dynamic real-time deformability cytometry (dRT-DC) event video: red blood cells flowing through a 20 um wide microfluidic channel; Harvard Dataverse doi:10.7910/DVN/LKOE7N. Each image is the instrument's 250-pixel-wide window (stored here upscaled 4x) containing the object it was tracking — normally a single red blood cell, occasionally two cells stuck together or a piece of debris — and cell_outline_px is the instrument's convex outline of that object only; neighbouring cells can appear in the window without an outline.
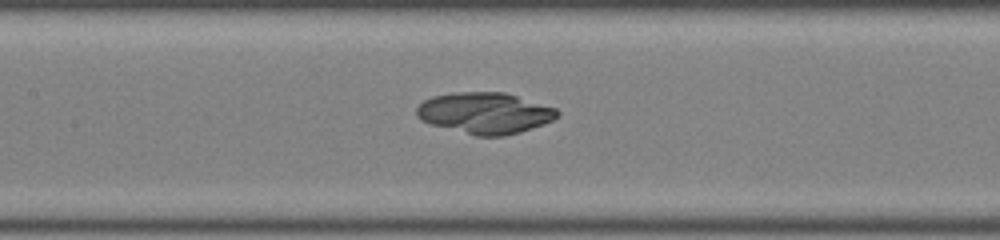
{"species": "common noctule bat (a hibernating species)", "species_latin": "Nyctalus noctula", "temperature_condition": "room temperature", "stored_images_in_passage": 47, "camera_frame_rate_fps": 3000, "um_per_image_px": 0.085, "animal": {"sex": "male", "body_mass_g": 19.0, "forearm_length_mm": 50.8}, "frame": {"image": 1, "passage_image": 21, "time_ms": 6.667, "image_size_px": [1000, 240], "cell_outline_px": [[560, 116], [544, 124], [520, 132], [504, 136], [476, 136], [432, 124], [420, 120], [416, 116], [416, 108], [424, 100], [432, 96], [452, 92], [504, 92], [556, 108], [560, 112]], "centroid_in_image_um": [41.22, 9.61], "position_along_channel_um": 166.2, "area_um2": 33.81}}
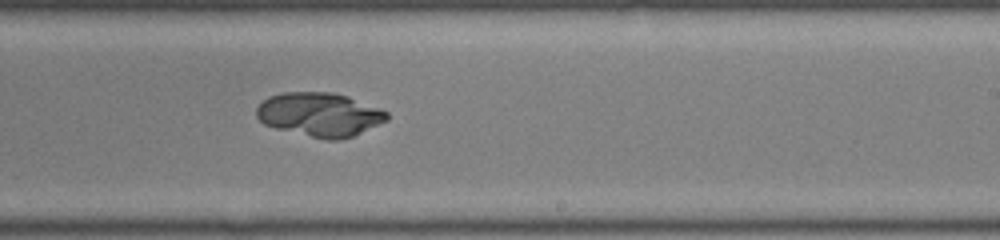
{"frame": {"image": 2, "passage_image": 28, "time_ms": 9.0, "image_size_px": [1000, 240], "cell_outline_px": [[388, 120], [352, 136], [340, 140], [328, 140], [276, 128], [264, 124], [256, 116], [256, 108], [268, 96], [284, 92], [332, 92], [348, 96], [380, 108], [388, 112]], "centroid_in_image_um": [27.17, 9.72], "position_along_channel_um": 261.8, "area_um2": 33.18}}
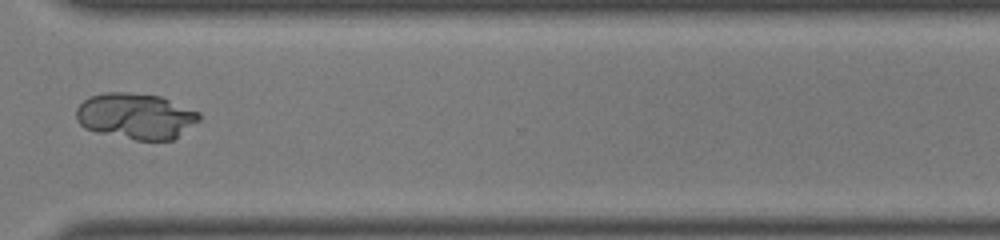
{"frame": {"image": 3, "passage_image": 35, "time_ms": 11.333, "image_size_px": [1000, 240], "cell_outline_px": [[200, 120], [172, 140], [136, 140], [96, 132], [84, 128], [76, 120], [76, 108], [88, 96], [104, 92], [124, 92], [160, 96], [200, 112]], "centroid_in_image_um": [11.51, 9.86], "position_along_channel_um": 359.1, "area_um2": 32.95}}